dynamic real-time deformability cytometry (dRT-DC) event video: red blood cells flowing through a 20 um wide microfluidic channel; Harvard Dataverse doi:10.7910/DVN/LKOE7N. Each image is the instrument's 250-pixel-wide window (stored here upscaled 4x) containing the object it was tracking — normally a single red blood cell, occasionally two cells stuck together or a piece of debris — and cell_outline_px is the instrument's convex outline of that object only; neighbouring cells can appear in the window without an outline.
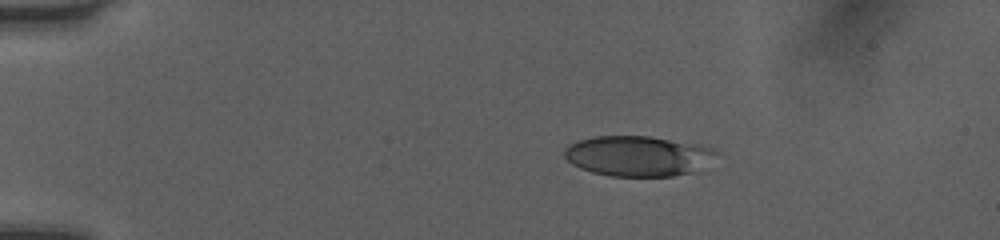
{"species": "human", "species_latin": "Homo sapiens", "temperature_condition": "room temperature", "stored_images_in_passage": 42, "camera_frame_rate_fps": 3000, "um_per_image_px": 0.085, "donor": {"sex": "female"}, "frame": {"image": 1, "passage_image": 1, "time_ms": 0.0, "image_size_px": [1000, 240], "cell_outline_px": [[716, 152], [688, 172], [672, 176], [612, 176], [592, 172], [580, 168], [572, 164], [564, 156], [564, 152], [572, 144], [580, 140], [596, 136], [648, 136], [700, 144], [712, 148]], "centroid_in_image_um": [54.11, 13.24], "position_along_channel_um": 30.9, "area_um2": 34.51}}
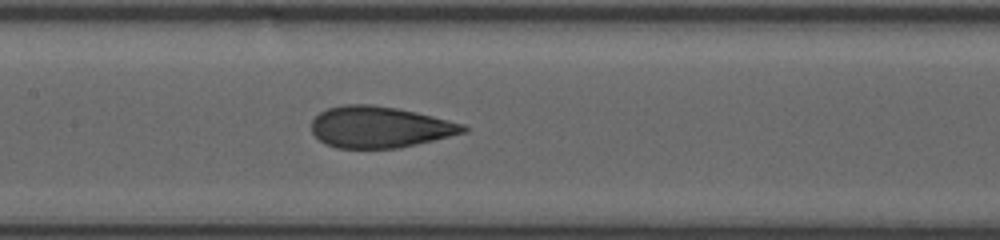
{"frame": {"image": 2, "passage_image": 17, "time_ms": 5.333, "image_size_px": [1000, 240], "cell_outline_px": [[468, 132], [400, 148], [336, 148], [320, 140], [312, 132], [312, 120], [320, 112], [328, 108], [344, 104], [372, 104], [396, 108], [416, 112], [464, 124], [468, 128]], "centroid_in_image_um": [32.29, 10.8], "position_along_channel_um": 175.1, "area_um2": 36.53}}
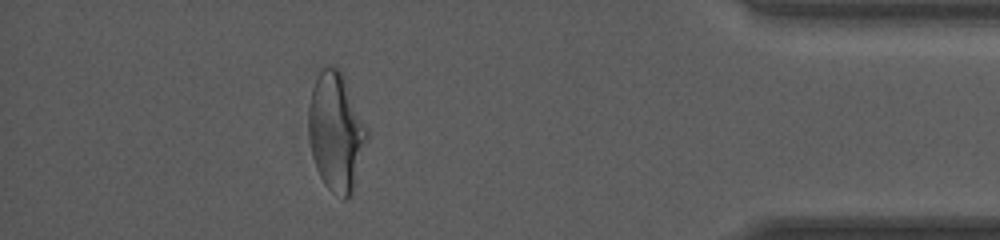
{"frame": {"image": 3, "passage_image": 37, "time_ms": 12.0, "image_size_px": [1000, 240], "cell_outline_px": [[368, 140], [352, 196], [344, 200], [332, 192], [324, 184], [316, 168], [312, 156], [308, 136], [308, 108], [312, 88], [316, 76], [320, 68], [336, 68], [344, 76], [368, 128]], "centroid_in_image_um": [28.57, 11.25], "position_along_channel_um": 406.6, "area_um2": 40.81}, "authors_computed_cell_mechanics": {"area_um2": 36.8764, "velocity_mm_per_s": 4.0548, "shape_relaxation_time_tau1_ms": 7.4841, "shape_relaxation_time_tau2_ms": 1.0346, "deformation_change_tau1": 0.2216, "deformation_change_tau2": 0.0897}}